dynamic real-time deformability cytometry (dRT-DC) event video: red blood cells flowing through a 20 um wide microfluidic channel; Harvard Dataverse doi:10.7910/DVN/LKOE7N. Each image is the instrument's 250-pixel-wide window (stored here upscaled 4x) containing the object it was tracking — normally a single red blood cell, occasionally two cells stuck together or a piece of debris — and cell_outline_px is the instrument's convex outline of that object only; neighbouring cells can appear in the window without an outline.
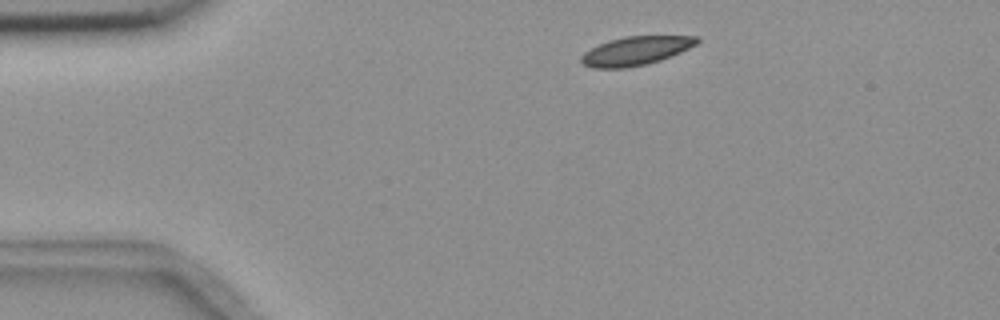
{"species": "common noctule bat (a hibernating species)", "species_latin": "Nyctalus noctula", "temperature_condition": "room temperature", "stored_images_in_passage": 5, "camera_frame_rate_fps": 3000, "um_per_image_px": 0.085, "animal": {"sex": "female", "body_mass_g": 18.4}, "frame": {"image": 1, "passage_image": 1, "time_ms": 0.0, "image_size_px": [1000, 320], "cell_outline_px": [[700, 40], [696, 44], [680, 52], [660, 60], [644, 64], [624, 68], [592, 68], [584, 64], [580, 60], [580, 56], [584, 52], [608, 40], [624, 36], [700, 36]], "centroid_in_image_um": [54.02, 4.31], "position_along_channel_um": 31.0, "area_um2": 19.19}}
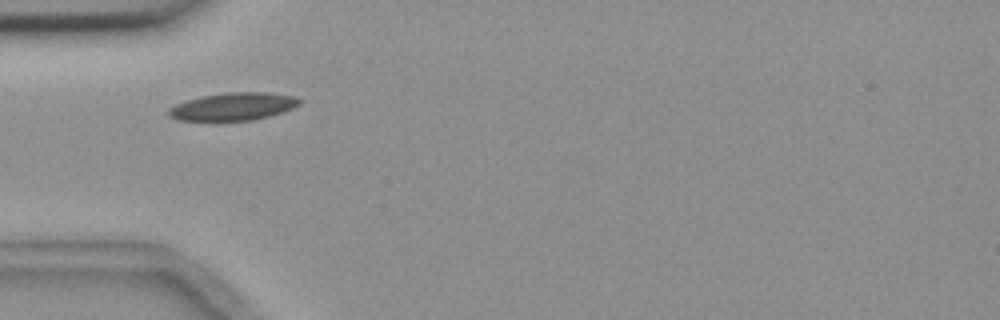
{"frame": {"image": 2, "passage_image": 3, "time_ms": 2.333, "image_size_px": [1000, 320], "cell_outline_px": [[304, 100], [300, 104], [292, 108], [268, 116], [252, 120], [176, 120], [168, 116], [168, 108], [176, 104], [200, 96], [228, 92], [268, 92], [292, 96]], "centroid_in_image_um": [19.81, 9.04], "position_along_channel_um": 65.2, "area_um2": 20.98}}
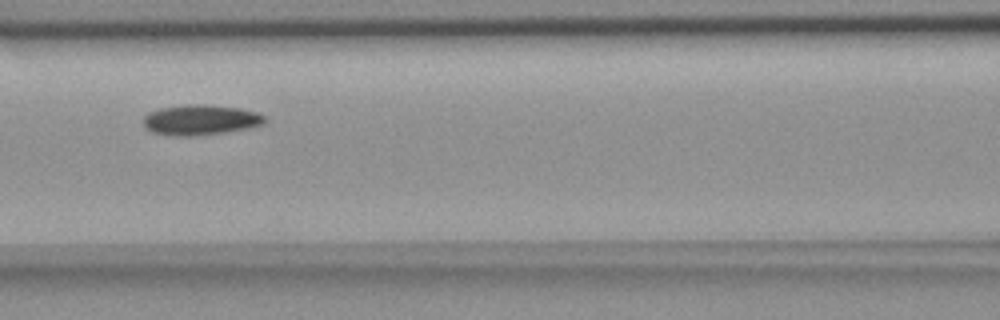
{"frame": {"image": 3, "passage_image": 5, "time_ms": 4.667, "image_size_px": [1000, 320], "cell_outline_px": [[268, 120], [264, 124], [248, 128], [224, 132], [188, 136], [180, 136], [152, 132], [144, 128], [144, 116], [148, 112], [160, 108], [184, 104], [204, 104], [240, 108], [256, 112], [264, 116]], "centroid_in_image_um": [17.04, 10.18], "position_along_channel_um": 149.6, "area_um2": 21.44}}